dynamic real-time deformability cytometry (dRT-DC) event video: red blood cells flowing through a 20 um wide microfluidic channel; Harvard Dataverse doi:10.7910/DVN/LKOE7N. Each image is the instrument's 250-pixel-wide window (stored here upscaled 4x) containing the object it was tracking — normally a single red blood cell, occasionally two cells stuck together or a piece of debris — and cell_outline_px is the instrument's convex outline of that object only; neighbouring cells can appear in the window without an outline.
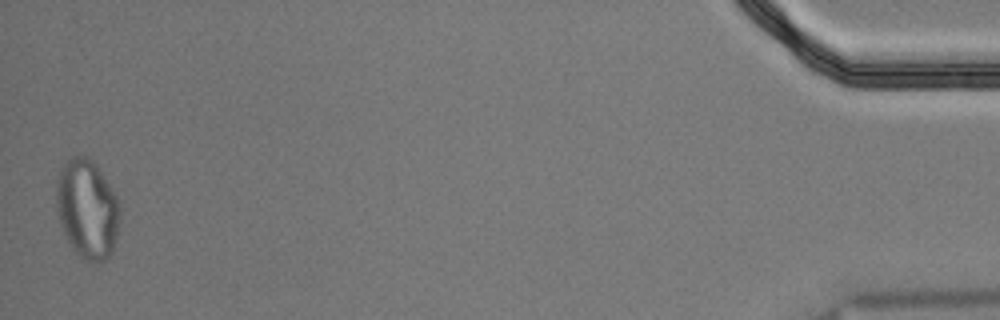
{"species": "Egyptian fruit bat (a non-hibernating species)", "species_latin": "Rousettus aegyptiacus", "temperature_condition": "cold", "stored_images_in_passage": 54, "segment_of_instrument_passage": [2, 2], "camera_frame_rate_fps": 3000, "um_per_image_px": 0.085, "animal": {"sex": "male"}, "frame": {"image": 1, "passage_image": 54, "time_ms": 17.667, "image_size_px": [1000, 320], "cell_outline_px": [[120, 220], [116, 240], [112, 252], [104, 260], [84, 260], [68, 244], [60, 224], [56, 208], [56, 184], [60, 172], [64, 164], [72, 156], [88, 156], [96, 164], [112, 188], [120, 204]], "centroid_in_image_um": [7.42, 17.76], "position_along_channel_um": 427.8, "area_um2": 36.82}}